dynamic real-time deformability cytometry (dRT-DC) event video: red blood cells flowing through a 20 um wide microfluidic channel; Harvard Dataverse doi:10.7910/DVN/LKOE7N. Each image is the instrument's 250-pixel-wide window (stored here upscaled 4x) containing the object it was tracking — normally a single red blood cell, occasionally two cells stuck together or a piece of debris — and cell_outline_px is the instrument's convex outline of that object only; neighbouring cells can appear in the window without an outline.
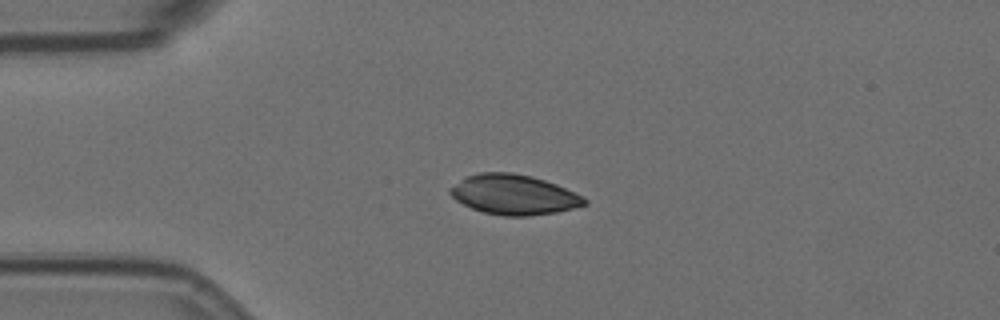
{"species": "Egyptian fruit bat (a non-hibernating species)", "species_latin": "Rousettus aegyptiacus", "temperature_condition": "room temperature", "stored_images_in_passage": 56, "camera_frame_rate_fps": 3000, "um_per_image_px": 0.085, "animal": {"sex": "female"}, "frame": {"image": 1, "passage_image": 13, "time_ms": 4.0, "image_size_px": [1000, 320], "cell_outline_px": [[588, 204], [556, 212], [528, 216], [504, 216], [484, 212], [472, 208], [456, 200], [448, 192], [448, 188], [464, 176], [480, 172], [512, 172], [532, 176], [556, 184], [584, 196], [588, 200]], "centroid_in_image_um": [43.66, 16.53], "position_along_channel_um": 41.3, "area_um2": 31.44}}
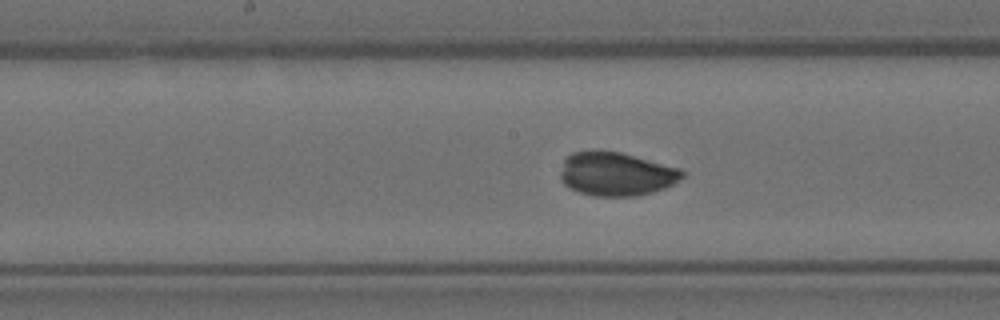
{"frame": {"image": 2, "passage_image": 28, "time_ms": 9.0, "image_size_px": [1000, 320], "cell_outline_px": [[684, 176], [672, 184], [664, 188], [652, 192], [636, 196], [592, 196], [568, 188], [560, 180], [560, 172], [564, 160], [572, 152], [620, 152], [680, 168], [684, 172]], "centroid_in_image_um": [52.36, 14.81], "position_along_channel_um": 195.8, "area_um2": 30.69}}
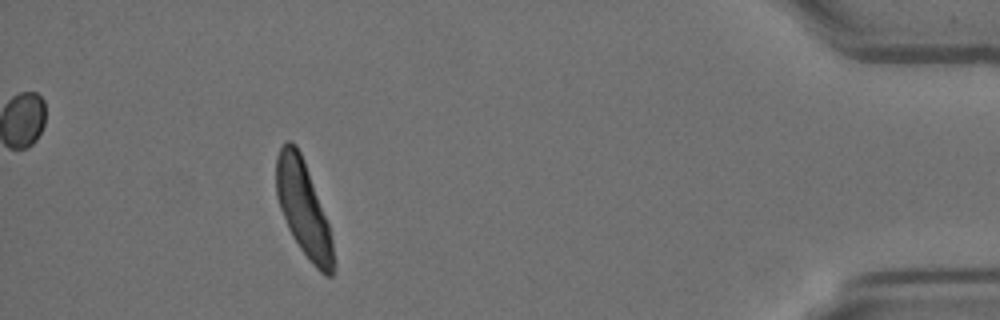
{"frame": {"image": 3, "passage_image": 51, "time_ms": 16.667, "image_size_px": [1000, 320], "cell_outline_px": [[332, 276], [324, 276], [312, 264], [300, 248], [292, 236], [288, 228], [280, 208], [276, 196], [276, 156], [280, 148], [288, 140], [292, 140], [296, 144], [304, 160], [328, 224], [332, 240]], "centroid_in_image_um": [25.75, 17.69], "position_along_channel_um": 409.5, "area_um2": 31.04}}